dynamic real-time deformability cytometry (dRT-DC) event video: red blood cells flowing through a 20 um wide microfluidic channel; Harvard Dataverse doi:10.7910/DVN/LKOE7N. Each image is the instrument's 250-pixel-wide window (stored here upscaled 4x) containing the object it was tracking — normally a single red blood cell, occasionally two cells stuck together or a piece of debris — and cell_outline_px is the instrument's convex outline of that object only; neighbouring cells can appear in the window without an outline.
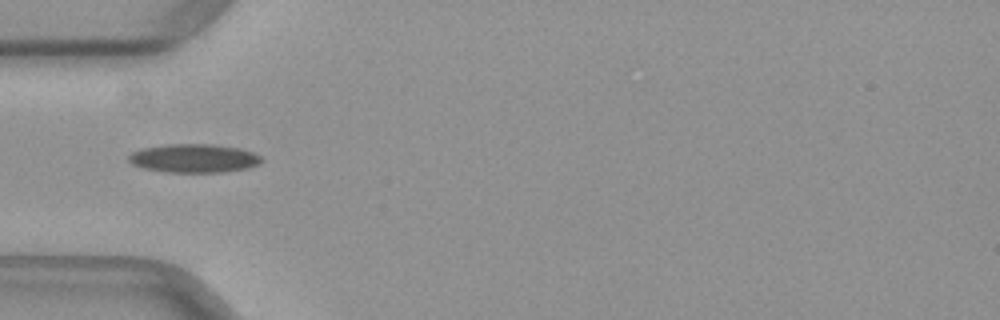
{"species": "common noctule bat (a hibernating species)", "species_latin": "Nyctalus noctula", "temperature_condition": "warm", "stored_images_in_passage": 48, "camera_frame_rate_fps": 3000, "um_per_image_px": 0.085, "animal": {"sex": "female", "body_mass_g": 29.2, "forearm_length_mm": 56.3}, "frame": {"image": 1, "passage_image": 14, "time_ms": 4.333, "image_size_px": [1000, 320], "cell_outline_px": [[264, 160], [260, 164], [248, 168], [224, 172], [168, 172], [144, 168], [132, 164], [128, 160], [128, 156], [132, 152], [144, 148], [168, 144], [212, 144], [240, 148], [252, 152], [260, 156]], "centroid_in_image_um": [16.52, 13.45], "position_along_channel_um": 68.5, "area_um2": 22.14}}